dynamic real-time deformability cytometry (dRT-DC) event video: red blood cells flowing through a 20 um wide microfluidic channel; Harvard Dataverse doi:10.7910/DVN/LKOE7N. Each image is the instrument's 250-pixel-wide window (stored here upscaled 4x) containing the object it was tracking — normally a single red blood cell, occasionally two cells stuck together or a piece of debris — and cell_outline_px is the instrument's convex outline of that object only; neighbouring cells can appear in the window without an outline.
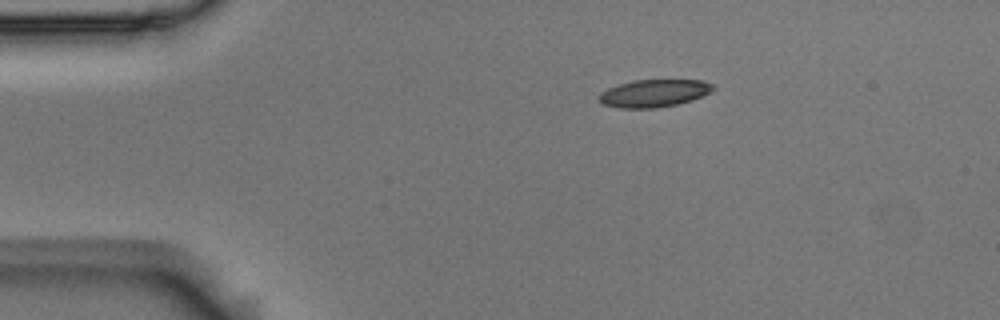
{"species": "Egyptian fruit bat (a non-hibernating species)", "species_latin": "Rousettus aegyptiacus", "temperature_condition": "room temperature", "stored_images_in_passage": 47, "camera_frame_rate_fps": 3000, "um_per_image_px": 0.085, "animal": {"sex": "male"}, "frame": {"image": 1, "passage_image": 1, "time_ms": 0.0, "image_size_px": [1000, 320], "cell_outline_px": [[716, 88], [712, 92], [692, 100], [676, 104], [656, 108], [620, 108], [604, 104], [596, 96], [600, 92], [608, 88], [620, 84], [636, 80], [704, 80], [716, 84]], "centroid_in_image_um": [55.64, 7.92], "position_along_channel_um": 29.4, "area_um2": 18.44}}
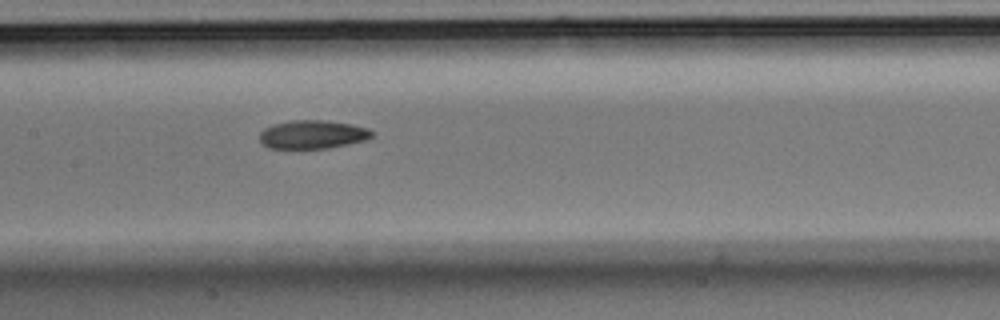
{"frame": {"image": 2, "passage_image": 18, "time_ms": 5.667, "image_size_px": [1000, 320], "cell_outline_px": [[372, 136], [364, 140], [348, 144], [328, 148], [268, 148], [260, 144], [260, 132], [264, 128], [272, 124], [292, 120], [324, 120], [352, 124], [368, 128], [372, 132]], "centroid_in_image_um": [26.52, 11.42], "position_along_channel_um": 180.9, "area_um2": 18.67}}
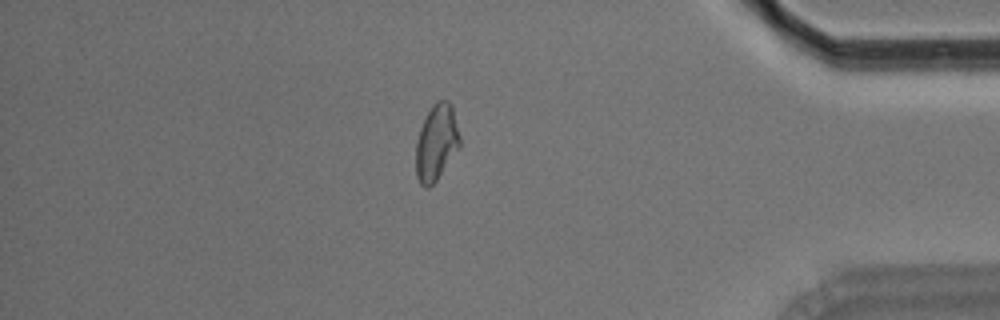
{"frame": {"image": 3, "passage_image": 39, "time_ms": 12.667, "image_size_px": [1000, 320], "cell_outline_px": [[460, 148], [436, 180], [428, 188], [424, 188], [420, 184], [416, 176], [416, 140], [420, 128], [432, 104], [436, 100], [448, 100], [452, 104], [460, 136]], "centroid_in_image_um": [37.1, 12.11], "position_along_channel_um": 398.1, "area_um2": 19.65}, "authors_computed_cell_mechanics": {"area_um2": 19.1318, "velocity_mm_per_s": 3.5951, "shape_relaxation_time_tau1_ms": 9.8579, "shape_relaxation_time_tau2_ms": 6.0812, "deformation_change_tau1": 0.2038, "deformation_change_tau2": 0.131}}